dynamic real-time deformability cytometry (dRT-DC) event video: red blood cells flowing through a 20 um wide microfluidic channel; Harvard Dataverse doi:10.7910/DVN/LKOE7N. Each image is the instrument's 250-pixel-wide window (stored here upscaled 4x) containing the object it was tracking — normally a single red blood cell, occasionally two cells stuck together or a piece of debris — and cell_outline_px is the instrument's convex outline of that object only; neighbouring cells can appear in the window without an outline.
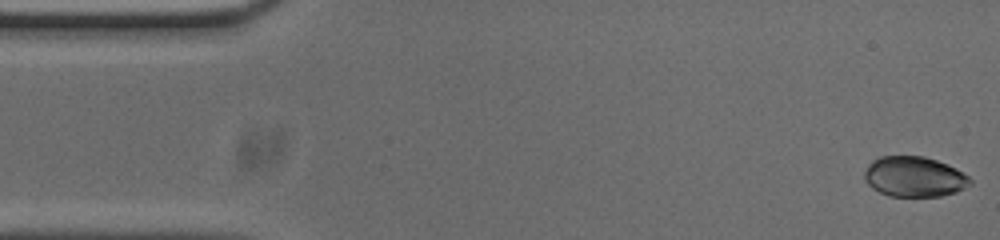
{"species": "common noctule bat (a hibernating species)", "species_latin": "Nyctalus noctula", "temperature_condition": "cold", "stored_images_in_passage": 46, "segment_of_instrument_passage": [1, 2], "camera_frame_rate_fps": 3000, "um_per_image_px": 0.085, "animal": {"sex": "male", "body_mass_g": 20.0, "forearm_length_mm": 53.3}, "frame": {"image": 1, "passage_image": 1, "time_ms": 0.0, "image_size_px": [1000, 240], "cell_outline_px": [[972, 184], [956, 192], [940, 196], [888, 196], [872, 188], [864, 180], [864, 172], [868, 164], [872, 160], [880, 156], [924, 156], [948, 164], [956, 168], [968, 176], [972, 180]], "centroid_in_image_um": [77.7, 15.02], "position_along_channel_um": 7.3, "area_um2": 24.97}}
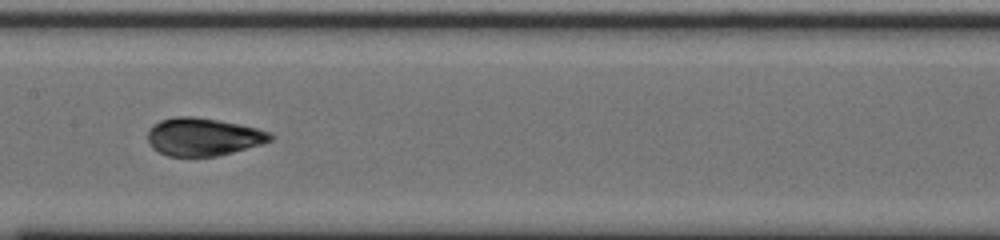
{"frame": {"image": 2, "passage_image": 25, "time_ms": 8.0, "image_size_px": [1000, 240], "cell_outline_px": [[276, 136], [272, 140], [264, 144], [216, 156], [168, 156], [152, 148], [148, 140], [148, 128], [152, 124], [160, 120], [176, 116], [192, 116], [216, 120], [256, 128], [272, 132]], "centroid_in_image_um": [17.28, 11.63], "position_along_channel_um": 190.1, "area_um2": 27.11}}
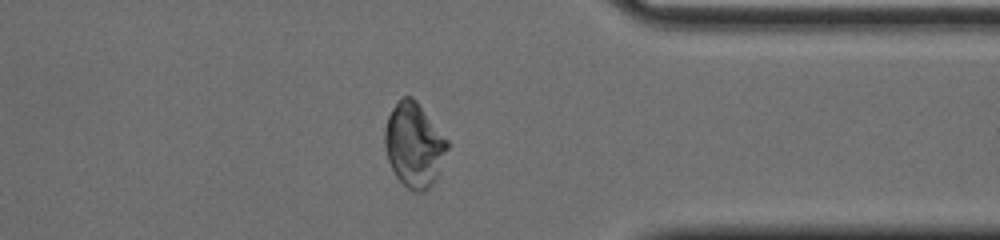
{"frame": {"image": 3, "passage_image": 41, "time_ms": 13.333, "image_size_px": [1000, 240], "cell_outline_px": [[448, 148], [436, 180], [424, 192], [412, 192], [396, 176], [388, 160], [384, 144], [384, 132], [388, 116], [392, 108], [400, 96], [412, 96], [416, 100], [448, 140]], "centroid_in_image_um": [35.19, 12.31], "position_along_channel_um": 376.2, "area_um2": 30.75}}